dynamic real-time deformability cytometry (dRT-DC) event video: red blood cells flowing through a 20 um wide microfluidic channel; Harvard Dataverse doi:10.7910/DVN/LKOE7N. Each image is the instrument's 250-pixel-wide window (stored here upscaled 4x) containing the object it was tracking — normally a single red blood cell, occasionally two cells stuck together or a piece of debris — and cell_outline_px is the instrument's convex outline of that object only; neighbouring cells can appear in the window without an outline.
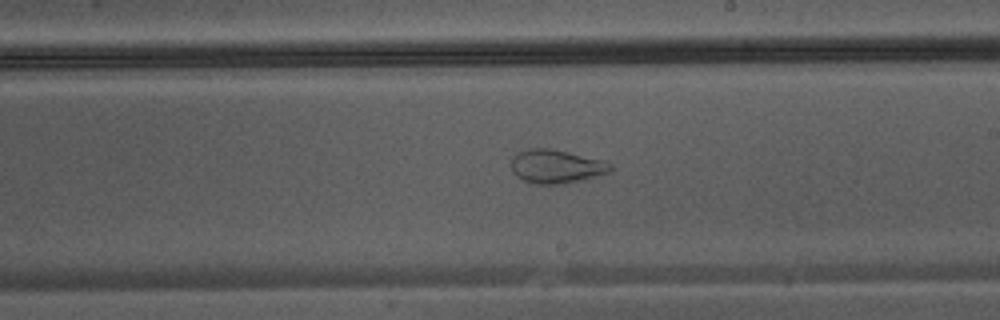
{"species": "Egyptian fruit bat (a non-hibernating species)", "species_latin": "Rousettus aegyptiacus", "temperature_condition": "warm", "stored_images_in_passage": 35, "camera_frame_rate_fps": 3000, "um_per_image_px": 0.085, "animal": {"sex": "male"}, "frame": {"image": 1, "passage_image": 20, "time_ms": 6.333, "image_size_px": [1000, 320], "cell_outline_px": [[612, 168], [608, 172], [560, 184], [536, 184], [524, 180], [516, 176], [512, 172], [512, 156], [528, 148], [552, 148], [600, 160], [612, 164]], "centroid_in_image_um": [47.2, 14.13], "position_along_channel_um": 241.8, "area_um2": 18.96}}
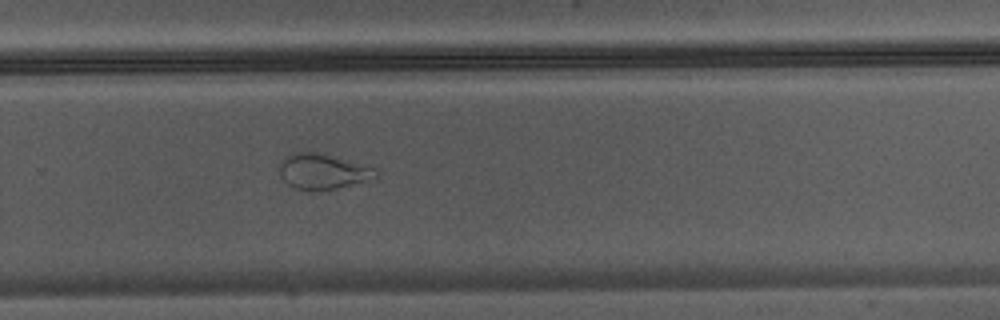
{"frame": {"image": 2, "passage_image": 24, "time_ms": 7.667, "image_size_px": [1000, 320], "cell_outline_px": [[376, 176], [364, 180], [324, 192], [296, 188], [288, 184], [280, 176], [280, 164], [292, 152], [324, 152], [372, 168], [376, 172]], "centroid_in_image_um": [27.37, 14.57], "position_along_channel_um": 302.4, "area_um2": 19.54}}
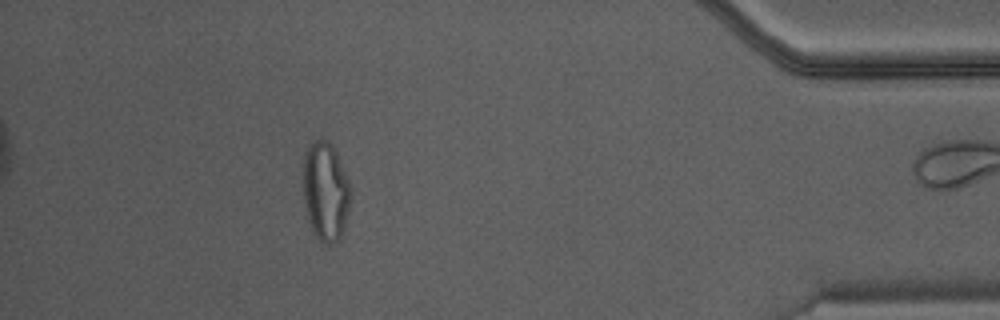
{"frame": {"image": 3, "passage_image": 34, "time_ms": 11.0, "image_size_px": [1000, 320], "cell_outline_px": [[352, 192], [348, 212], [344, 228], [336, 244], [324, 244], [316, 236], [312, 228], [308, 216], [304, 200], [304, 156], [308, 148], [320, 136], [328, 140], [332, 144], [336, 152], [352, 188]], "centroid_in_image_um": [27.71, 16.26], "position_along_channel_um": 407.5, "area_um2": 27.28}}